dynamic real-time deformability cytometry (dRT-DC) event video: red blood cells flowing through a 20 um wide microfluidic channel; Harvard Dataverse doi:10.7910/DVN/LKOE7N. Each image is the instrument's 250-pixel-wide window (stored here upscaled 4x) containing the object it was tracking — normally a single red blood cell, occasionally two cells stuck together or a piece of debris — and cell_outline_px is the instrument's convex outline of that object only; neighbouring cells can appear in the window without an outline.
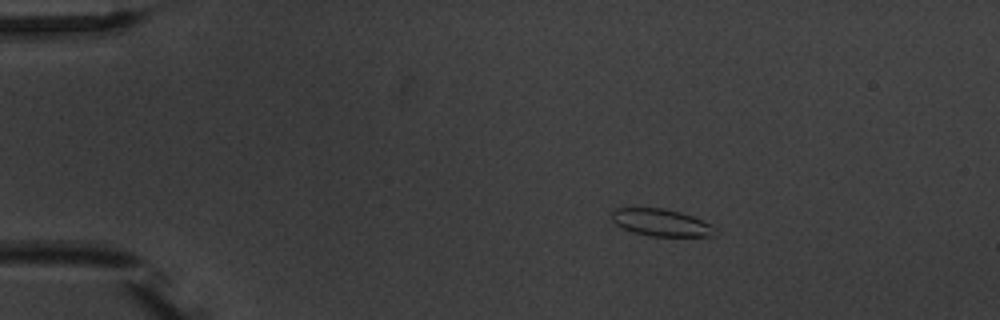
{"species": "common noctule bat (a hibernating species)", "species_latin": "Nyctalus noctula", "temperature_condition": "warm", "stored_images_in_passage": 3, "camera_frame_rate_fps": 3000, "um_per_image_px": 0.085, "animal": {"sex": "male", "body_mass_g": 20.1, "forearm_length_mm": 53.5}, "frame": {"image": 1, "passage_image": 1, "time_ms": 0.0, "image_size_px": [1000, 320], "cell_outline_px": [[716, 236], [648, 236], [632, 232], [616, 224], [612, 220], [612, 212], [616, 208], [664, 208], [680, 212], [692, 216], [712, 224]], "centroid_in_image_um": [56.2, 18.92], "position_along_channel_um": 28.8, "area_um2": 16.3}}